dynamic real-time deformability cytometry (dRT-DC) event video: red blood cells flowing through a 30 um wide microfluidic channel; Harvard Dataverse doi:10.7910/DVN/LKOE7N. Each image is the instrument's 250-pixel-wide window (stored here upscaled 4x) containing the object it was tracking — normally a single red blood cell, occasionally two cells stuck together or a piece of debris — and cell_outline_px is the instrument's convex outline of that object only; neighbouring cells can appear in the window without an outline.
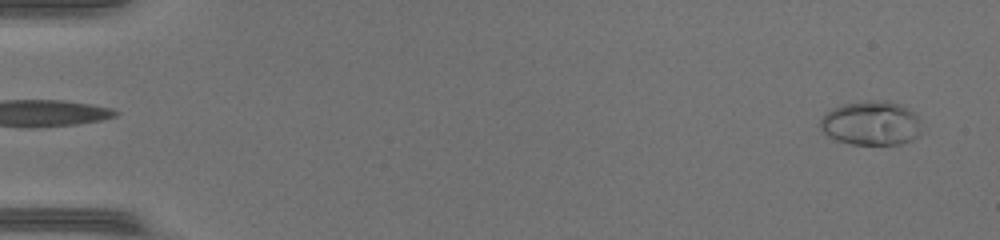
{"species": "common noctule bat (a hibernating species)", "species_latin": "Nyctalus noctula", "temperature_condition": "warm", "stored_images_in_passage": 28, "camera_frame_rate_fps": 3000, "um_per_image_px": 0.085, "animal": {"sex": "female", "body_mass_g": 17.0, "forearm_length_mm": 48.0}, "frame": {"image": 1, "passage_image": 2, "time_ms": 0.333, "image_size_px": [1000, 240], "cell_outline_px": [[920, 132], [912, 140], [900, 144], [852, 144], [828, 136], [820, 128], [820, 120], [832, 108], [844, 104], [868, 100], [888, 100], [900, 104], [912, 112], [916, 116]], "centroid_in_image_um": [74.03, 10.46], "position_along_channel_um": 11.0, "area_um2": 25.72}}
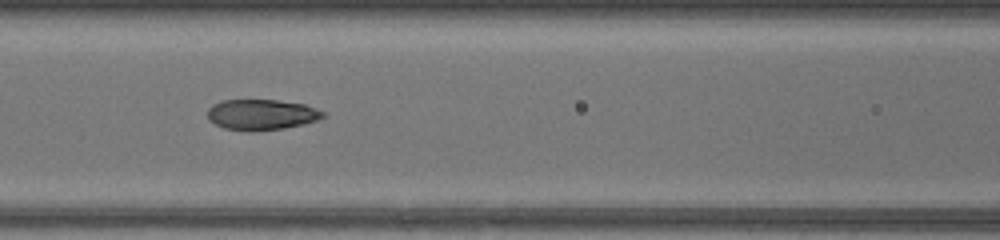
{"frame": {"image": 2, "passage_image": 22, "time_ms": 7.0, "image_size_px": [1000, 240], "cell_outline_px": [[324, 116], [316, 120], [304, 124], [284, 128], [224, 128], [208, 120], [208, 108], [212, 104], [220, 100], [276, 100], [304, 104], [316, 108], [324, 112]], "centroid_in_image_um": [22.22, 9.69], "position_along_channel_um": 144.4, "area_um2": 19.83}}
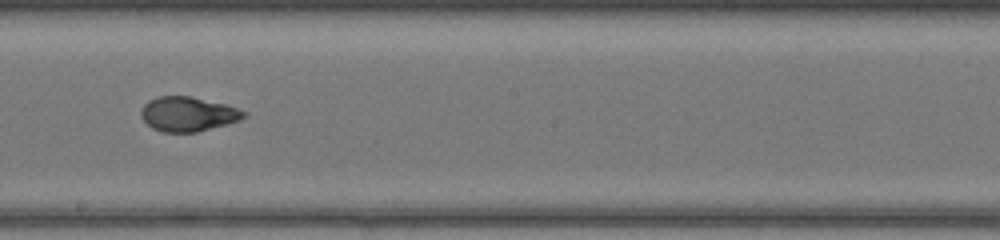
{"frame": {"image": 3, "passage_image": 28, "time_ms": 9.0, "image_size_px": [1000, 240], "cell_outline_px": [[248, 116], [240, 120], [196, 132], [164, 132], [152, 128], [140, 116], [140, 112], [144, 104], [148, 100], [156, 96], [192, 96], [224, 104], [248, 112]], "centroid_in_image_um": [15.97, 9.68], "position_along_channel_um": 232.2, "area_um2": 20.69}}